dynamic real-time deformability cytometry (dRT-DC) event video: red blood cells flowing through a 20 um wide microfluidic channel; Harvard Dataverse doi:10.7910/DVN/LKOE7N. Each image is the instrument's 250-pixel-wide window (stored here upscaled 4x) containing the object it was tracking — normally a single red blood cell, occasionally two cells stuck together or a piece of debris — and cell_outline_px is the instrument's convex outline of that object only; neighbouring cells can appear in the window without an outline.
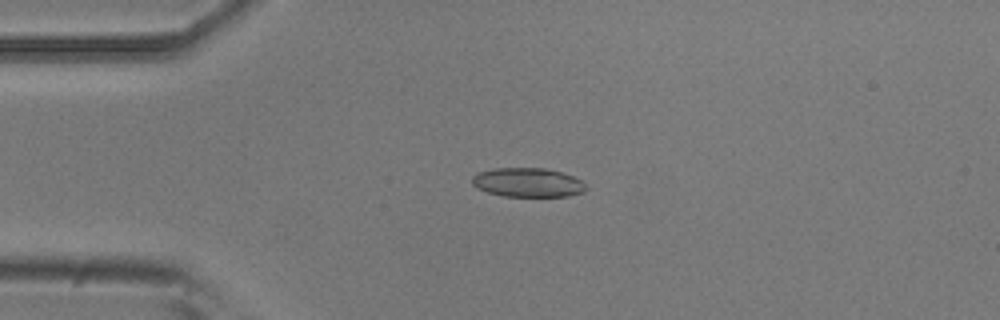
{"species": "common noctule bat (a hibernating species)", "species_latin": "Nyctalus noctula", "temperature_condition": "room temperature", "stored_images_in_passage": 2, "camera_frame_rate_fps": 3000, "um_per_image_px": 0.085, "animal": {"sex": "male", "body_mass_g": 20.5, "forearm_length_mm": 52.5}, "frame": {"image": 1, "passage_image": 1, "time_ms": 0.0, "image_size_px": [1000, 320], "cell_outline_px": [[588, 188], [584, 192], [568, 196], [504, 196], [488, 192], [476, 188], [472, 184], [472, 176], [476, 172], [492, 168], [544, 168], [560, 172], [572, 176], [580, 180]], "centroid_in_image_um": [44.82, 15.51], "position_along_channel_um": 40.2, "area_um2": 19.36}}